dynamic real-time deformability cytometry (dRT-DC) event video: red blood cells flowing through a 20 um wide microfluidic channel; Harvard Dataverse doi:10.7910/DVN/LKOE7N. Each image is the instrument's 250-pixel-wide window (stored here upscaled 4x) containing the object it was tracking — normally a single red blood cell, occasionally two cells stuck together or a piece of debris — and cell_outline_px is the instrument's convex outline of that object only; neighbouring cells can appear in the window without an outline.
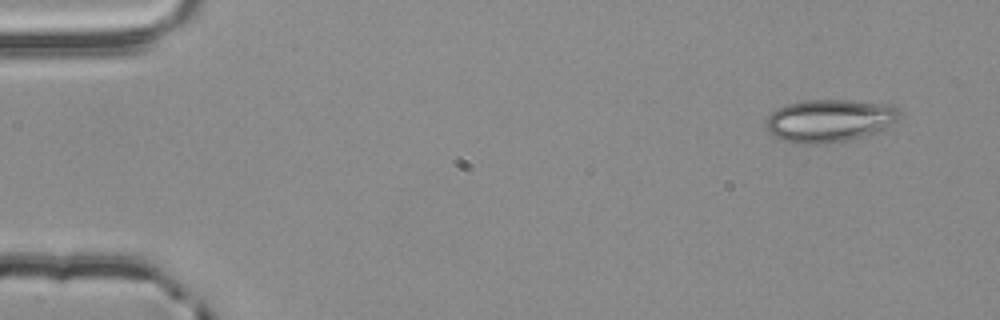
{"species": "common noctule bat (a hibernating species)", "species_latin": "Nyctalus noctula", "temperature_condition": "room temperature", "stored_images_in_passage": 5, "camera_frame_rate_fps": 3000, "um_per_image_px": 0.085, "animal": {"sex": "male", "body_mass_g": 20.4}, "frame": {"image": 1, "passage_image": 5, "time_ms": 1.333, "image_size_px": [1000, 320], "cell_outline_px": [[904, 116], [880, 132], [848, 140], [828, 144], [796, 144], [784, 140], [768, 132], [764, 124], [764, 120], [776, 108], [788, 104], [804, 100], [852, 100], [892, 104]], "centroid_in_image_um": [70.54, 10.25], "position_along_channel_um": 14.5, "area_um2": 33.93}}